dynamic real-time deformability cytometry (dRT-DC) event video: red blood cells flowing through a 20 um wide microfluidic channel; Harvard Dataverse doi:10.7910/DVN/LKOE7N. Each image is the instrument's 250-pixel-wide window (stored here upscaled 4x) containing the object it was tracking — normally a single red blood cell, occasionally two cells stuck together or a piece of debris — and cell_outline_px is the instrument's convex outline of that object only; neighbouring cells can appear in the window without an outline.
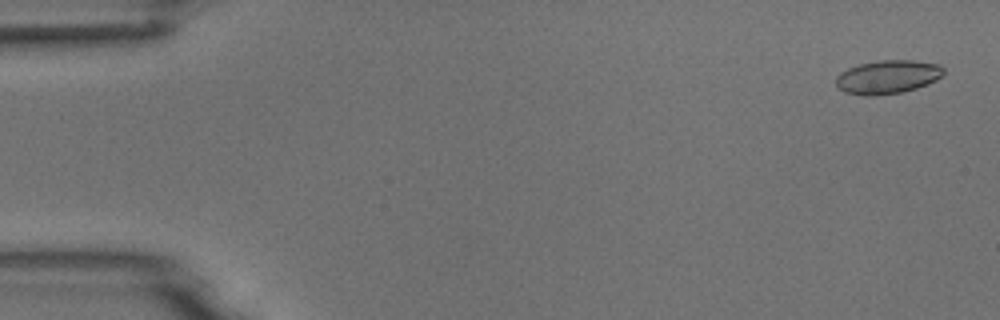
{"species": "common noctule bat (a hibernating species)", "species_latin": "Nyctalus noctula", "temperature_condition": "room temperature", "stored_images_in_passage": 54, "camera_frame_rate_fps": 3000, "um_per_image_px": 0.085, "animal": {"sex": "male", "body_mass_g": 18.8}, "frame": {"image": 1, "passage_image": 2, "time_ms": 0.333, "image_size_px": [1000, 320], "cell_outline_px": [[944, 72], [936, 80], [916, 88], [904, 92], [872, 96], [864, 96], [844, 92], [836, 88], [836, 76], [840, 72], [848, 68], [860, 64], [880, 60], [912, 60], [940, 64], [944, 68]], "centroid_in_image_um": [75.42, 6.55], "position_along_channel_um": 9.6, "area_um2": 21.21}}
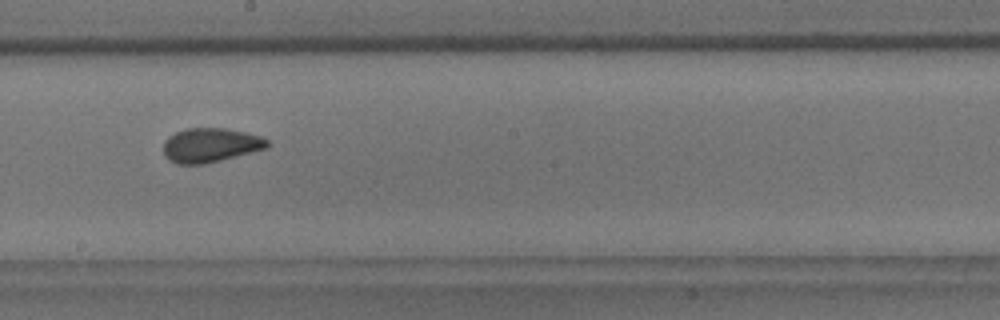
{"frame": {"image": 2, "passage_image": 30, "time_ms": 9.667, "image_size_px": [1000, 320], "cell_outline_px": [[272, 144], [268, 148], [204, 164], [176, 164], [168, 160], [164, 156], [164, 140], [168, 136], [184, 128], [224, 128], [244, 132], [260, 136], [268, 140]], "centroid_in_image_um": [17.88, 12.34], "position_along_channel_um": 230.3, "area_um2": 20.87}}
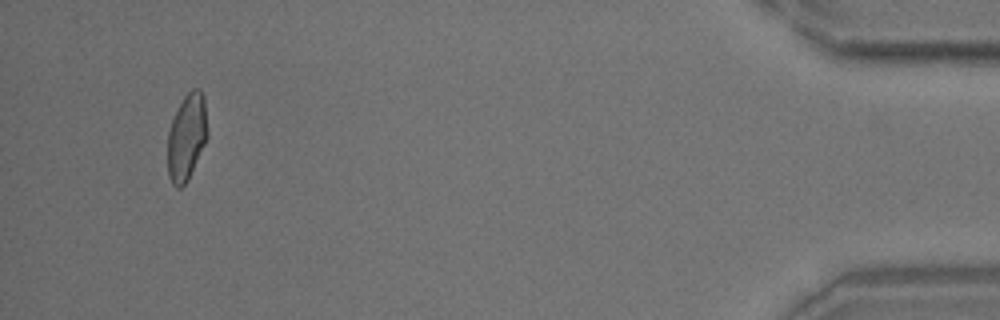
{"frame": {"image": 3, "passage_image": 51, "time_ms": 16.667, "image_size_px": [1000, 320], "cell_outline_px": [[208, 136], [188, 180], [180, 188], [176, 188], [172, 184], [168, 176], [168, 132], [172, 120], [184, 96], [192, 88], [200, 88], [204, 96], [208, 132]], "centroid_in_image_um": [15.88, 11.64], "position_along_channel_um": 419.3, "area_um2": 20.11}, "authors_computed_cell_mechanics": {"area_um2": 20.7502, "velocity_mm_per_s": 3.7668, "shape_relaxation_time_tau1_ms": 7.4543, "shape_relaxation_time_tau2_ms": 1.2302, "deformation_change_tau1": 0.1455, "deformation_change_tau2": 0.0561}}